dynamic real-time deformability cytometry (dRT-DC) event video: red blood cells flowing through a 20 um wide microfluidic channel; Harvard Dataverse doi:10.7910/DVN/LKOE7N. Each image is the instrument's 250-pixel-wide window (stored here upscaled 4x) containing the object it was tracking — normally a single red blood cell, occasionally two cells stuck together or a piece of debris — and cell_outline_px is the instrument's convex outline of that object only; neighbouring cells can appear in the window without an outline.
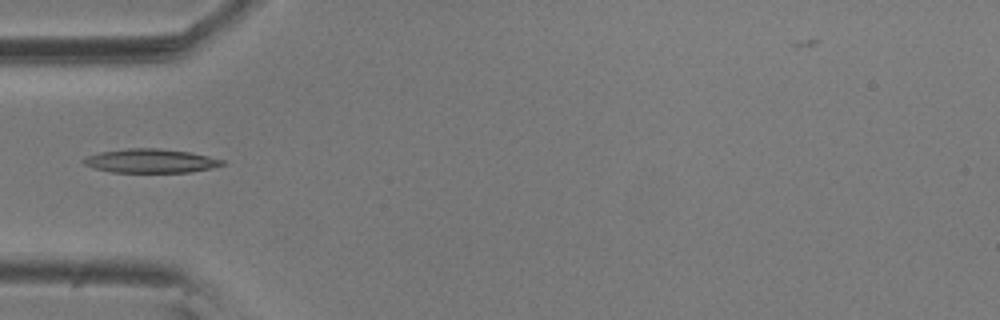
{"species": "common noctule bat (a hibernating species)", "species_latin": "Nyctalus noctula", "temperature_condition": "room temperature", "stored_images_in_passage": 1, "camera_frame_rate_fps": 3000, "um_per_image_px": 0.085, "animal": {"sex": "male", "body_mass_g": 20.5, "forearm_length_mm": 52.5}, "frame": {"image": 1, "passage_image": 1, "time_ms": 0.0, "image_size_px": [1000, 320], "cell_outline_px": [[224, 164], [212, 168], [192, 172], [112, 172], [92, 168], [84, 164], [80, 160], [88, 156], [100, 152], [128, 148], [160, 148], [188, 152], [208, 156], [224, 160]], "centroid_in_image_um": [12.78, 13.68], "position_along_channel_um": 72.2, "area_um2": 19.31}}